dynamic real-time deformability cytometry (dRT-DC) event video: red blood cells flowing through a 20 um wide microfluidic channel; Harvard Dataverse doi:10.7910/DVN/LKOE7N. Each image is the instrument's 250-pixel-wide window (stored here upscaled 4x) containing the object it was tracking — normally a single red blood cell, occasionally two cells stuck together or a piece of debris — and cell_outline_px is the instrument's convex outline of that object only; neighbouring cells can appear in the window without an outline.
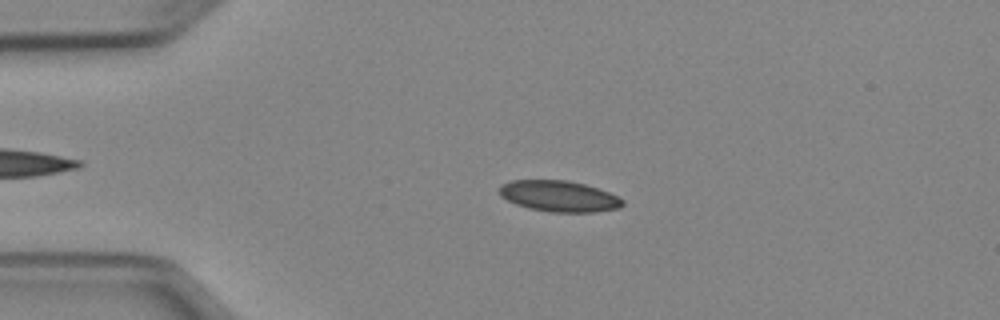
{"species": "Egyptian fruit bat (a non-hibernating species)", "species_latin": "Rousettus aegyptiacus", "temperature_condition": "cold", "stored_images_in_passage": 51, "camera_frame_rate_fps": 3000, "um_per_image_px": 0.085, "animal": {"sex": "female"}, "frame": {"image": 1, "passage_image": 11, "time_ms": 3.333, "image_size_px": [1000, 320], "cell_outline_px": [[624, 204], [620, 208], [592, 212], [552, 212], [528, 208], [516, 204], [500, 196], [500, 184], [512, 180], [568, 180], [584, 184], [620, 196], [624, 200]], "centroid_in_image_um": [47.53, 16.67], "position_along_channel_um": 37.5, "area_um2": 22.31}}
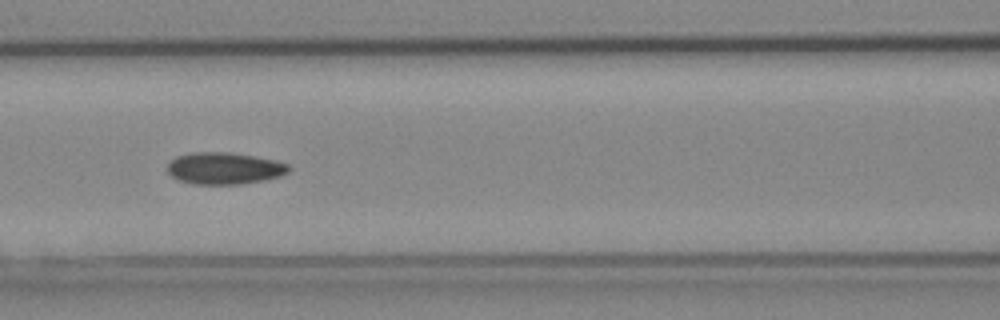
{"frame": {"image": 2, "passage_image": 22, "time_ms": 7.0, "image_size_px": [1000, 320], "cell_outline_px": [[288, 172], [280, 176], [268, 180], [240, 184], [192, 184], [180, 180], [172, 176], [168, 172], [168, 164], [176, 156], [192, 152], [232, 152], [276, 160], [288, 164]], "centroid_in_image_um": [19.08, 14.3], "position_along_channel_um": 147.5, "area_um2": 22.6}}
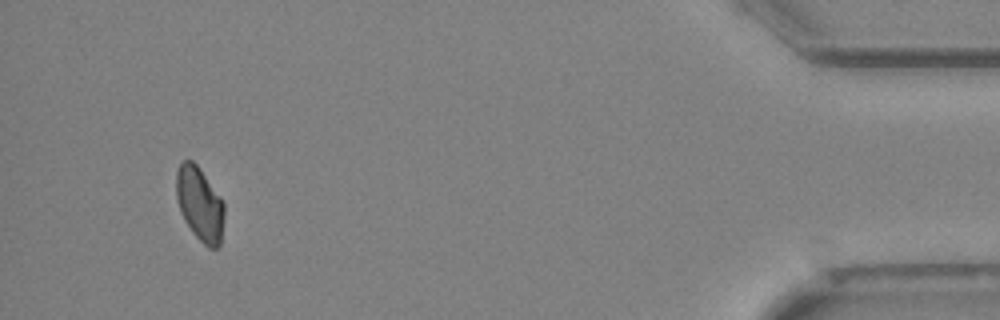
{"frame": {"image": 3, "passage_image": 48, "time_ms": 15.667, "image_size_px": [1000, 320], "cell_outline_px": [[224, 216], [220, 244], [216, 248], [208, 248], [192, 232], [184, 220], [180, 212], [176, 200], [176, 172], [180, 164], [184, 160], [192, 160], [200, 168], [220, 196], [224, 204]], "centroid_in_image_um": [16.97, 17.33], "position_along_channel_um": 418.2, "area_um2": 20.75}}